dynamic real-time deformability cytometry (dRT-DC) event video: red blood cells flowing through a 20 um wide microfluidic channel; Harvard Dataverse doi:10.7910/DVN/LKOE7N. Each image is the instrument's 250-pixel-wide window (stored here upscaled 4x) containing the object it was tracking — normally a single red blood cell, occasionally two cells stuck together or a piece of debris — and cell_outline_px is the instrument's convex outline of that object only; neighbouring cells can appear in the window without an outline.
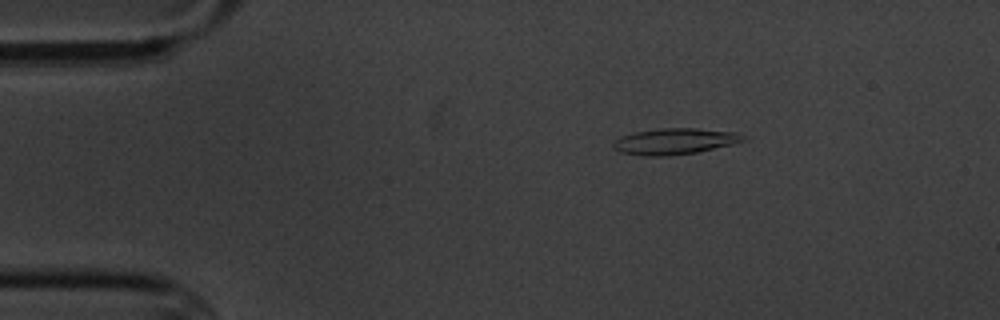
{"species": "common noctule bat (a hibernating species)", "species_latin": "Nyctalus noctula", "temperature_condition": "cold", "stored_images_in_passage": 3, "camera_frame_rate_fps": 3000, "um_per_image_px": 0.085, "animal": {"sex": "male", "body_mass_g": 20.1, "forearm_length_mm": 53.5}, "frame": {"image": 1, "passage_image": 2, "time_ms": 1.0, "image_size_px": [1000, 320], "cell_outline_px": [[748, 140], [732, 144], [696, 152], [668, 156], [644, 156], [620, 152], [612, 144], [616, 140], [624, 136], [636, 132], [660, 128], [696, 128], [736, 132], [744, 136]], "centroid_in_image_um": [57.39, 12.01], "position_along_channel_um": 27.6, "area_um2": 19.54}}